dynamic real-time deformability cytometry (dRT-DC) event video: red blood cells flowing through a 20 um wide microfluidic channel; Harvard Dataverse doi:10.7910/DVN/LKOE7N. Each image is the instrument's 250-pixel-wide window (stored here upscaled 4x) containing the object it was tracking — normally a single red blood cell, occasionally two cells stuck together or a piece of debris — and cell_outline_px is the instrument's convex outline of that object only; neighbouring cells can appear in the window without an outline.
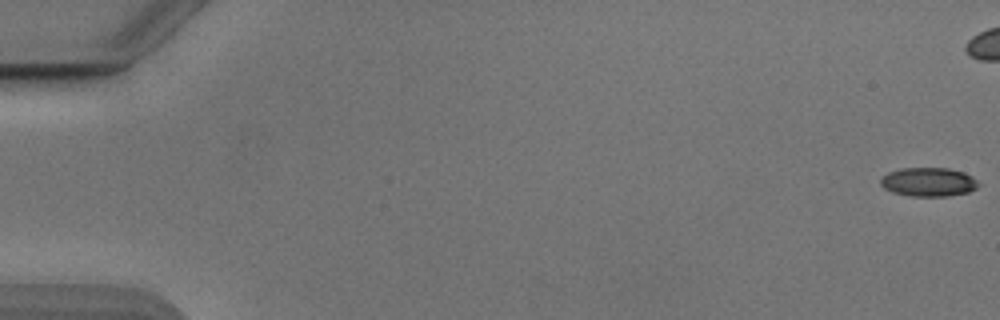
{"species": "Egyptian fruit bat (a non-hibernating species)", "species_latin": "Rousettus aegyptiacus", "temperature_condition": "cold", "stored_images_in_passage": 9, "camera_frame_rate_fps": 3000, "um_per_image_px": 0.085, "animal": {"sex": "male"}, "frame": {"image": 1, "passage_image": 1, "time_ms": 0.0, "image_size_px": [1000, 320], "cell_outline_px": [[980, 184], [976, 188], [968, 192], [948, 196], [912, 196], [892, 192], [884, 188], [880, 184], [880, 176], [888, 172], [900, 168], [948, 168], [964, 172], [972, 176]], "centroid_in_image_um": [78.9, 15.46], "position_along_channel_um": 6.1, "area_um2": 16.59}}